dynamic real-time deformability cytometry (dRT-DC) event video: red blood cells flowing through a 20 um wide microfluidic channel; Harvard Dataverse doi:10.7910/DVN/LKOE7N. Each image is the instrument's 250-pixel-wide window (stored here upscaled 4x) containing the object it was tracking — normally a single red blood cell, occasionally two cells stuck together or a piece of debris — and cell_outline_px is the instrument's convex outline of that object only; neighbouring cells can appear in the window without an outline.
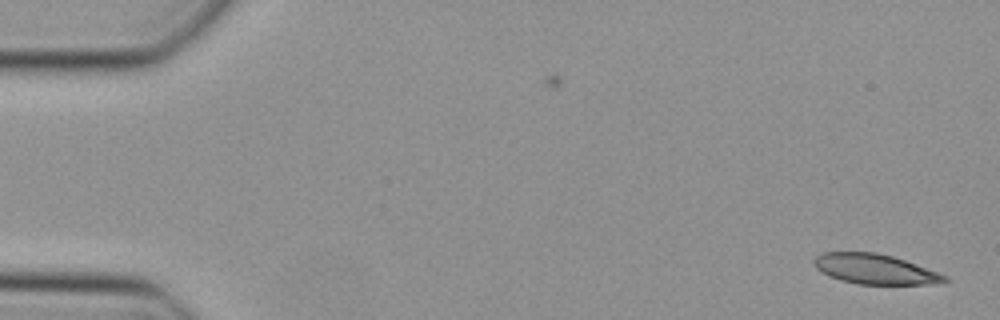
{"species": "Egyptian fruit bat (a non-hibernating species)", "species_latin": "Rousettus aegyptiacus", "temperature_condition": "cold", "stored_images_in_passage": 8, "camera_frame_rate_fps": 3000, "um_per_image_px": 0.085, "animal": {"sex": "female"}, "frame": {"image": 1, "passage_image": 1, "time_ms": 0.0, "image_size_px": [1000, 320], "cell_outline_px": [[948, 280], [928, 284], [856, 284], [840, 280], [816, 268], [812, 260], [816, 256], [824, 252], [876, 252], [892, 256], [904, 260], [948, 276]], "centroid_in_image_um": [74.34, 22.86], "position_along_channel_um": 10.7, "area_um2": 22.48}}